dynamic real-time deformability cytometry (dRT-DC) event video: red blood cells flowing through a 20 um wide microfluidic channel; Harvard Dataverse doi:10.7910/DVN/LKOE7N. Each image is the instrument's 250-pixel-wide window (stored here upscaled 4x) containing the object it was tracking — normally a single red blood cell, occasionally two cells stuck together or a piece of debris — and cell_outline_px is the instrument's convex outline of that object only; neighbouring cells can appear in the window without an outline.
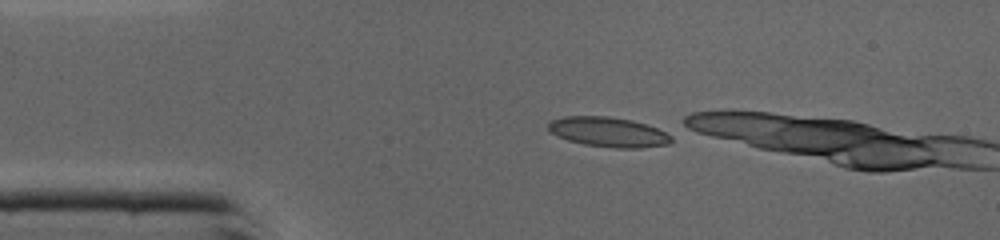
{"species": "common noctule bat (a hibernating species)", "species_latin": "Nyctalus noctula", "temperature_condition": "cold", "stored_images_in_passage": 5, "camera_frame_rate_fps": 3000, "um_per_image_px": 0.085, "animal": {"sex": "male", "body_mass_g": 19.0, "forearm_length_mm": 50.8}, "frame": {"image": 1, "passage_image": 1, "time_ms": 0.0, "image_size_px": [1000, 240], "cell_outline_px": [[672, 140], [668, 144], [640, 148], [612, 148], [584, 144], [568, 140], [556, 136], [548, 128], [548, 124], [552, 120], [564, 116], [608, 116], [632, 120], [656, 128], [672, 136]], "centroid_in_image_um": [51.69, 11.22], "position_along_channel_um": 33.3, "area_um2": 21.27}}